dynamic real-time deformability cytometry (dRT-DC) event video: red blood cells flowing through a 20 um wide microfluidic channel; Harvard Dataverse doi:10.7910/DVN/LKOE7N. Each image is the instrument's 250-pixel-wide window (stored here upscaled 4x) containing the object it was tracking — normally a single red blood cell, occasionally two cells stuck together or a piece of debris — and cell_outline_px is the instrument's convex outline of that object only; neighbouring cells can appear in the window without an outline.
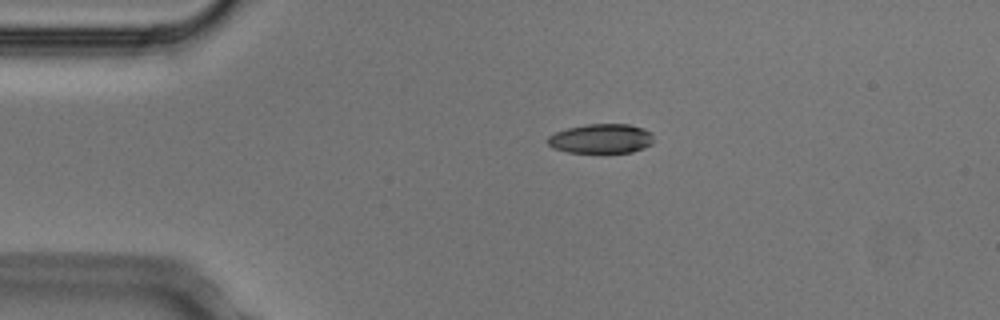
{"species": "Egyptian fruit bat (a non-hibernating species)", "species_latin": "Rousettus aegyptiacus", "temperature_condition": "cold", "stored_images_in_passage": 2, "camera_frame_rate_fps": 3000, "um_per_image_px": 0.085, "animal": {"sex": "male"}, "frame": {"image": 1, "passage_image": 1, "time_ms": 0.0, "image_size_px": [1000, 320], "cell_outline_px": [[652, 144], [644, 148], [632, 152], [568, 152], [552, 148], [548, 144], [548, 136], [556, 132], [568, 128], [584, 124], [628, 124], [644, 128], [652, 132]], "centroid_in_image_um": [51.11, 11.78], "position_along_channel_um": 33.9, "area_um2": 18.21}}